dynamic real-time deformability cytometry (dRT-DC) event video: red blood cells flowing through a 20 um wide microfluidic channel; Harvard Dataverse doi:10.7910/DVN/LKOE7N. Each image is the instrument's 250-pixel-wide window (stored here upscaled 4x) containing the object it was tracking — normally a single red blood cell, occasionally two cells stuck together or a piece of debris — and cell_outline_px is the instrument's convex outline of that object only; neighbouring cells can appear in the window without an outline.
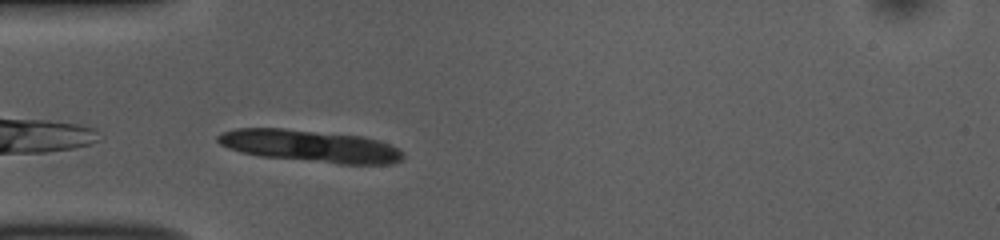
{"species": "common noctule bat (a hibernating species)", "species_latin": "Nyctalus noctula", "temperature_condition": "room temperature", "stored_images_in_passage": 43, "camera_frame_rate_fps": 3000, "um_per_image_px": 0.085, "animal": {"sex": "female", "body_mass_g": 10.0, "forearm_length_mm": 53.1}, "frame": {"image": 1, "passage_image": 3, "time_ms": 0.667, "image_size_px": [1000, 240], "cell_outline_px": [[404, 156], [400, 160], [392, 164], [340, 164], [260, 156], [240, 152], [228, 148], [220, 144], [216, 140], [216, 136], [224, 132], [236, 128], [284, 128], [364, 136], [388, 144], [404, 152]], "centroid_in_image_um": [26.35, 12.41], "position_along_channel_um": 58.7, "area_um2": 34.74}}
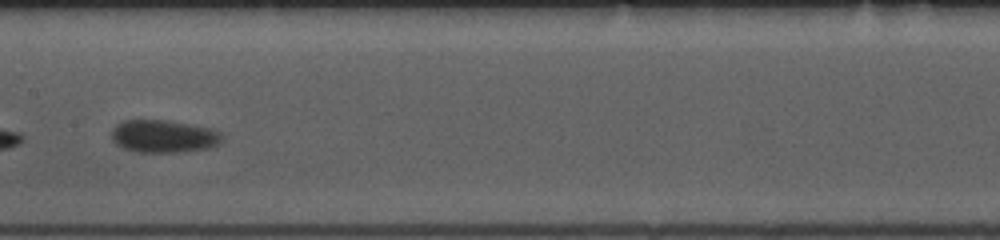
{"frame": {"image": 2, "passage_image": 15, "time_ms": 4.667, "image_size_px": [1000, 240], "cell_outline_px": [[220, 144], [208, 148], [180, 152], [136, 152], [124, 148], [116, 144], [112, 140], [112, 128], [116, 124], [124, 120], [164, 120], [212, 128], [220, 132]], "centroid_in_image_um": [13.88, 11.58], "position_along_channel_um": 193.5, "area_um2": 20.98}}
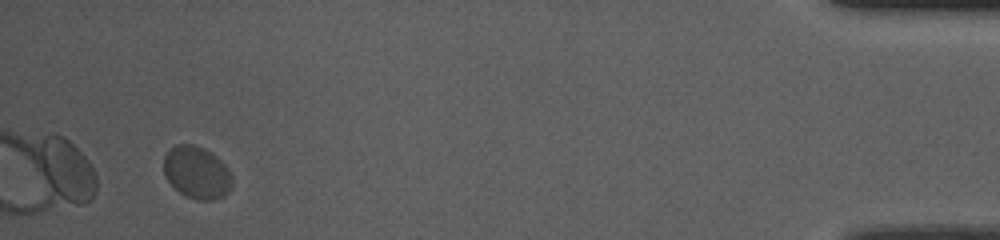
{"frame": {"image": 3, "passage_image": 40, "time_ms": 13.0, "image_size_px": [1000, 240], "cell_outline_px": [[232, 188], [224, 196], [216, 200], [196, 200], [184, 196], [168, 180], [164, 172], [164, 156], [176, 144], [192, 144], [204, 148], [216, 156], [224, 164], [232, 176]], "centroid_in_image_um": [16.75, 14.68], "position_along_channel_um": 418.5, "area_um2": 20.87}, "authors_computed_cell_mechanics": {"area_um2": 20.6346, "velocity_mm_per_s": 3.5839, "shape_relaxation_time_tau1_ms": 1.9244, "shape_relaxation_time_tau2_ms": null, "deformation_change_tau1": 0.058, "deformation_change_tau2": null}}